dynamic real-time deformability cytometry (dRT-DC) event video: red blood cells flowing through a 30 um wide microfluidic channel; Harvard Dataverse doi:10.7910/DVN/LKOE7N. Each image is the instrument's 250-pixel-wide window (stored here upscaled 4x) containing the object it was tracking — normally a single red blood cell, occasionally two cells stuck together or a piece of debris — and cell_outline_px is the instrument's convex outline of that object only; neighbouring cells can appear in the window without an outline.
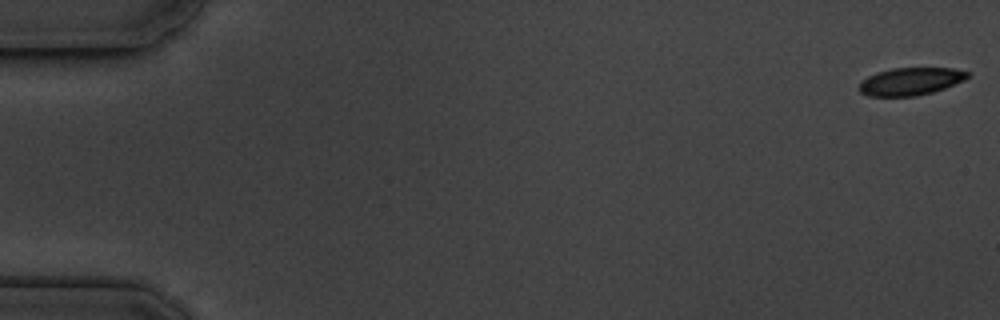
{"species": "common noctule bat (a hibernating species)", "species_latin": "Nyctalus noctula", "temperature_condition": "cold", "stored_images_in_passage": 56, "camera_frame_rate_fps": 3000, "um_per_image_px": 0.085, "animal": {"sex": "male", "body_mass_g": 19.5, "forearm_length_mm": 54.6}, "frame": {"image": 1, "passage_image": 1, "time_ms": 0.0, "image_size_px": [1000, 320], "cell_outline_px": [[972, 72], [964, 80], [944, 88], [932, 92], [916, 96], [868, 96], [860, 92], [860, 80], [876, 72], [892, 68], [952, 68]], "centroid_in_image_um": [77.39, 6.91], "position_along_channel_um": 7.6, "area_um2": 17.46}}
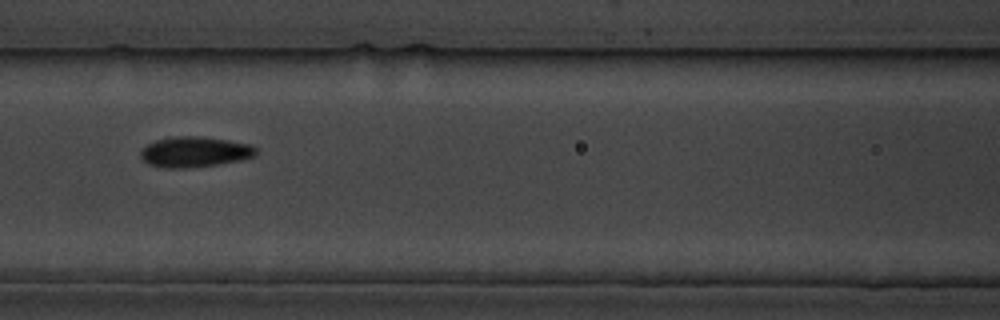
{"frame": {"image": 2, "passage_image": 25, "time_ms": 8.0, "image_size_px": [1000, 320], "cell_outline_px": [[256, 156], [240, 160], [216, 164], [184, 168], [164, 168], [148, 164], [140, 156], [140, 152], [148, 144], [156, 140], [176, 136], [200, 136], [228, 140], [248, 144], [256, 148]], "centroid_in_image_um": [16.54, 12.91], "position_along_channel_um": 150.1, "area_um2": 20.29}}
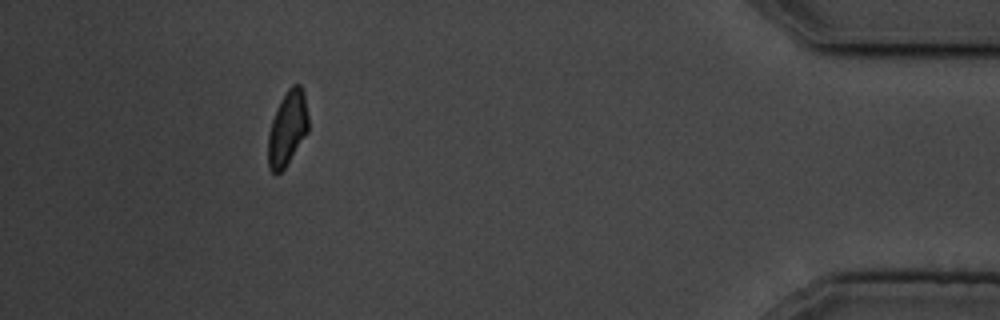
{"frame": {"image": 3, "passage_image": 51, "time_ms": 16.667, "image_size_px": [1000, 320], "cell_outline_px": [[308, 132], [284, 168], [276, 176], [268, 168], [268, 132], [272, 120], [280, 100], [288, 88], [292, 84], [300, 84], [304, 88], [308, 116]], "centroid_in_image_um": [24.43, 10.89], "position_along_channel_um": 410.8, "area_um2": 17.69}, "authors_computed_cell_mechanics": {"area_um2": 18.9295, "velocity_mm_per_s": 3.6261, "shape_relaxation_time_tau1_ms": 2.2864, "shape_relaxation_time_tau2_ms": 2.8695, "deformation_change_tau1": 0.096, "deformation_change_tau2": 0.0923}}